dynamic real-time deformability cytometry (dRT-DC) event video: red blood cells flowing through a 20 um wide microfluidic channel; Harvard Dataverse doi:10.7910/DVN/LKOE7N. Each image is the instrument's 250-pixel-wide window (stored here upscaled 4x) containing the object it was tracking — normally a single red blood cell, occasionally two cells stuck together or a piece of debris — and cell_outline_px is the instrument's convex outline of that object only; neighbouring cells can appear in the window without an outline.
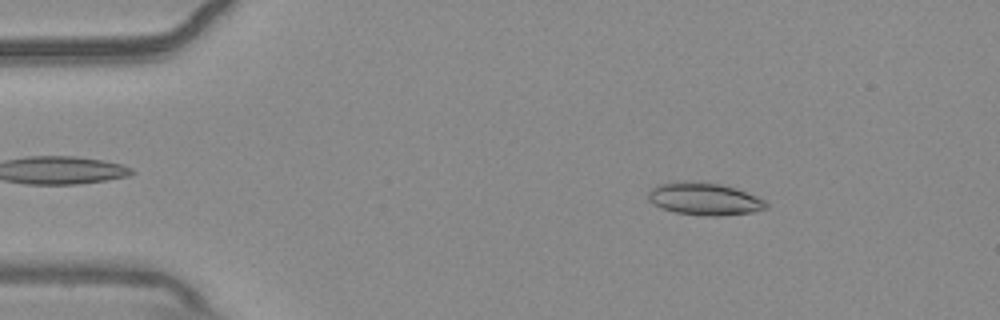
{"species": "common noctule bat (a hibernating species)", "species_latin": "Nyctalus noctula", "temperature_condition": "warm", "stored_images_in_passage": 54, "camera_frame_rate_fps": 3000, "um_per_image_px": 0.085, "animal": {"sex": "male", "body_mass_g": 20.4}, "frame": {"image": 1, "passage_image": 8, "time_ms": 2.333, "image_size_px": [1000, 320], "cell_outline_px": [[768, 208], [752, 212], [720, 216], [704, 216], [676, 212], [660, 208], [648, 200], [648, 192], [656, 184], [680, 180], [684, 180], [720, 184], [736, 188], [756, 196], [764, 200], [768, 204]], "centroid_in_image_um": [59.84, 16.9], "position_along_channel_um": 25.2, "area_um2": 22.48}}
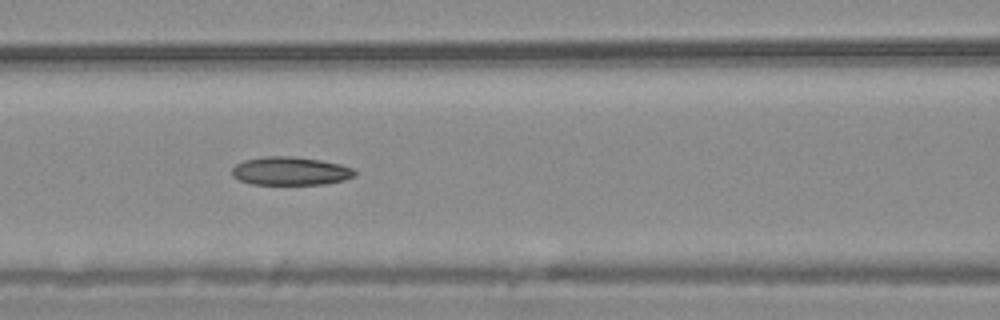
{"frame": {"image": 2, "passage_image": 23, "time_ms": 7.333, "image_size_px": [1000, 320], "cell_outline_px": [[356, 176], [344, 180], [324, 184], [252, 184], [240, 180], [232, 176], [232, 168], [236, 164], [244, 160], [264, 156], [292, 156], [320, 160], [340, 164], [352, 168], [356, 172]], "centroid_in_image_um": [24.68, 14.53], "position_along_channel_um": 141.9, "area_um2": 20.29}}
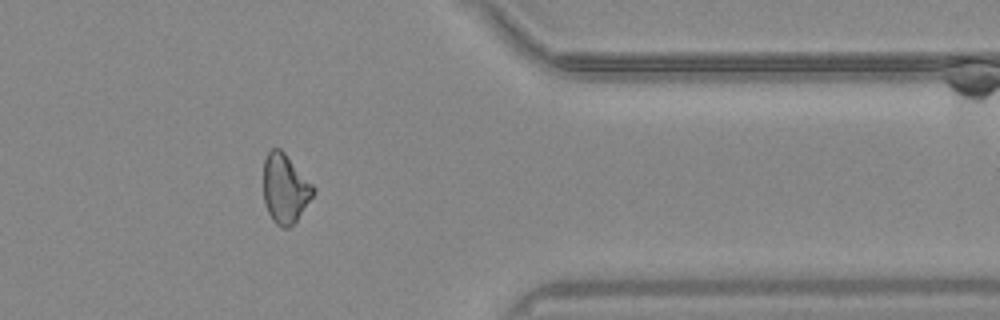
{"frame": {"image": 3, "passage_image": 44, "time_ms": 14.333, "image_size_px": [1000, 320], "cell_outline_px": [[316, 192], [296, 220], [288, 228], [280, 228], [272, 220], [264, 204], [264, 160], [268, 152], [272, 148], [280, 148], [284, 152], [316, 188]], "centroid_in_image_um": [24.23, 16.04], "position_along_channel_um": 387.2, "area_um2": 20.06}, "authors_computed_cell_mechanics": {"area_um2": 20.7502, "velocity_mm_per_s": 3.7224, "shape_relaxation_time_tau1_ms": null, "shape_relaxation_time_tau2_ms": 6.303, "deformation_change_tau1": null, "deformation_change_tau2": 0.149}}